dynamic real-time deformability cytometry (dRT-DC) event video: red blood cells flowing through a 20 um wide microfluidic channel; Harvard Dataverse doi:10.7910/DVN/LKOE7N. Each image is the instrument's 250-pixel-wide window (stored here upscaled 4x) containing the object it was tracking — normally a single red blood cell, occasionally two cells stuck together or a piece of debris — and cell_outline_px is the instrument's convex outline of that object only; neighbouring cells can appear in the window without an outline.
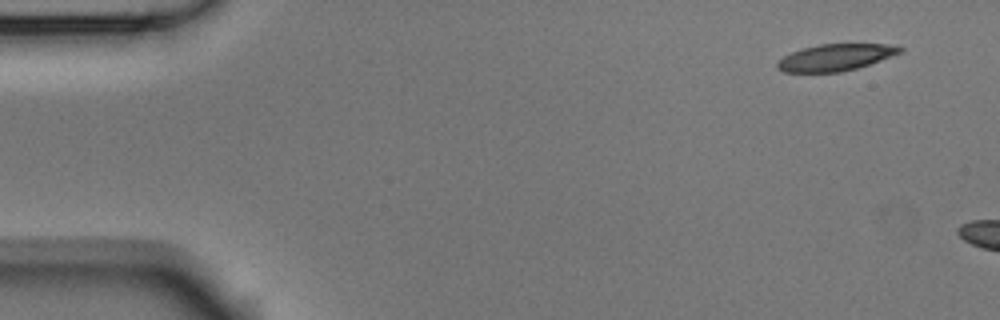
{"species": "Egyptian fruit bat (a non-hibernating species)", "species_latin": "Rousettus aegyptiacus", "temperature_condition": "room temperature", "stored_images_in_passage": 2, "camera_frame_rate_fps": 3000, "um_per_image_px": 0.085, "animal": {"sex": "male"}, "frame": {"image": 1, "passage_image": 1, "time_ms": 0.0, "image_size_px": [1000, 320], "cell_outline_px": [[904, 48], [900, 52], [880, 60], [856, 68], [840, 72], [784, 72], [776, 68], [776, 64], [784, 56], [792, 52], [816, 44], [888, 44]], "centroid_in_image_um": [70.98, 4.88], "position_along_channel_um": 14.0, "area_um2": 18.79}}